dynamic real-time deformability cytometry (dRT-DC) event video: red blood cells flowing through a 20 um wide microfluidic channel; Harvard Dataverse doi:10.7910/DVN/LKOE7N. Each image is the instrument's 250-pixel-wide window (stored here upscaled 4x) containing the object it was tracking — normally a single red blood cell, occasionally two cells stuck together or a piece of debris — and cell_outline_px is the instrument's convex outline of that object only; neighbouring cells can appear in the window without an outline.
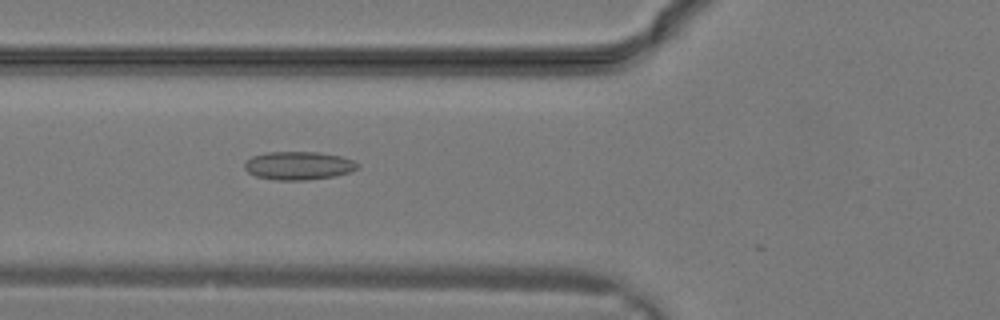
{"species": "common noctule bat (a hibernating species)", "species_latin": "Nyctalus noctula", "temperature_condition": "warm", "stored_images_in_passage": 10, "camera_frame_rate_fps": 3000, "um_per_image_px": 0.085, "animal": {"sex": "male", "body_mass_g": 19.2, "forearm_length_mm": 51.8}, "frame": {"image": 1, "passage_image": 6, "time_ms": 1.667, "image_size_px": [1000, 320], "cell_outline_px": [[360, 164], [356, 168], [348, 172], [336, 176], [304, 180], [276, 180], [256, 176], [248, 172], [244, 168], [244, 164], [252, 156], [268, 152], [320, 152], [340, 156], [352, 160]], "centroid_in_image_um": [25.36, 14.07], "position_along_channel_um": 100.4, "area_um2": 18.5}}
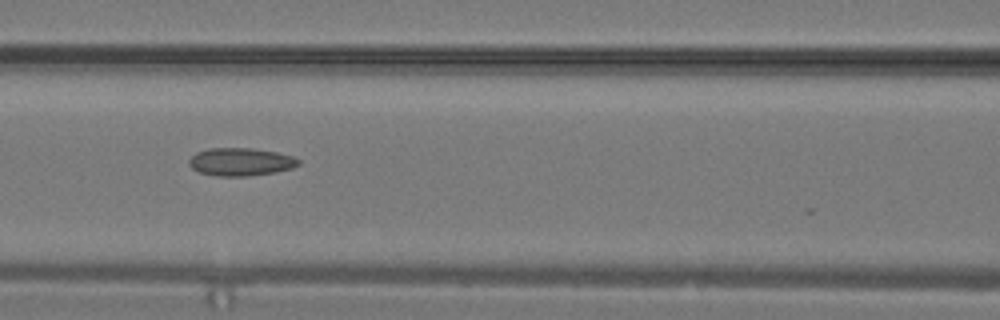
{"frame": {"image": 2, "passage_image": 8, "time_ms": 2.333, "image_size_px": [1000, 320], "cell_outline_px": [[300, 164], [292, 168], [276, 172], [248, 176], [216, 176], [200, 172], [192, 168], [188, 164], [188, 160], [196, 152], [208, 148], [252, 148], [276, 152], [292, 156], [300, 160]], "centroid_in_image_um": [20.45, 13.75], "position_along_channel_um": 146.2, "area_um2": 17.86}}